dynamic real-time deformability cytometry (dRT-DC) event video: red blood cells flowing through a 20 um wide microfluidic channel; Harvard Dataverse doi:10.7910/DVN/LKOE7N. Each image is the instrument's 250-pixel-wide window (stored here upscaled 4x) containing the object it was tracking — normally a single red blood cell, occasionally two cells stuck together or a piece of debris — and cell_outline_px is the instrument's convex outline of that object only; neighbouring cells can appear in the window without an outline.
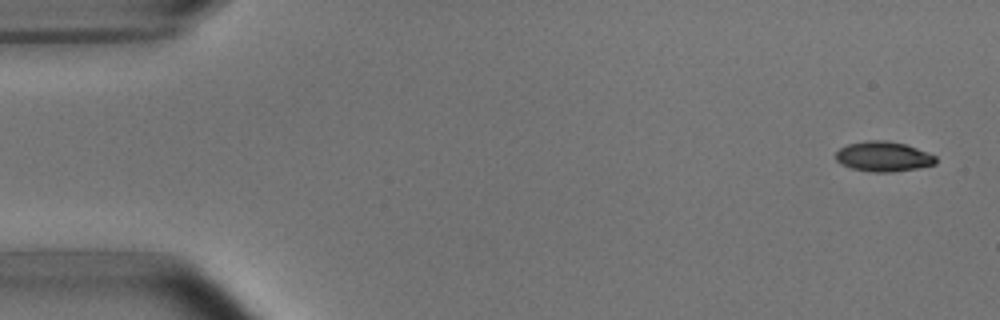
{"species": "common noctule bat (a hibernating species)", "species_latin": "Nyctalus noctula", "temperature_condition": "room temperature", "stored_images_in_passage": 4, "camera_frame_rate_fps": 3000, "um_per_image_px": 0.085, "animal": {"sex": "male", "body_mass_g": 15.6}, "frame": {"image": 1, "passage_image": 1, "time_ms": 0.0, "image_size_px": [1000, 320], "cell_outline_px": [[936, 164], [916, 168], [892, 172], [872, 172], [852, 168], [840, 164], [836, 160], [836, 152], [840, 148], [848, 144], [868, 140], [888, 140], [904, 144], [928, 152], [936, 156]], "centroid_in_image_um": [75.08, 13.3], "position_along_channel_um": 9.9, "area_um2": 17.46}}